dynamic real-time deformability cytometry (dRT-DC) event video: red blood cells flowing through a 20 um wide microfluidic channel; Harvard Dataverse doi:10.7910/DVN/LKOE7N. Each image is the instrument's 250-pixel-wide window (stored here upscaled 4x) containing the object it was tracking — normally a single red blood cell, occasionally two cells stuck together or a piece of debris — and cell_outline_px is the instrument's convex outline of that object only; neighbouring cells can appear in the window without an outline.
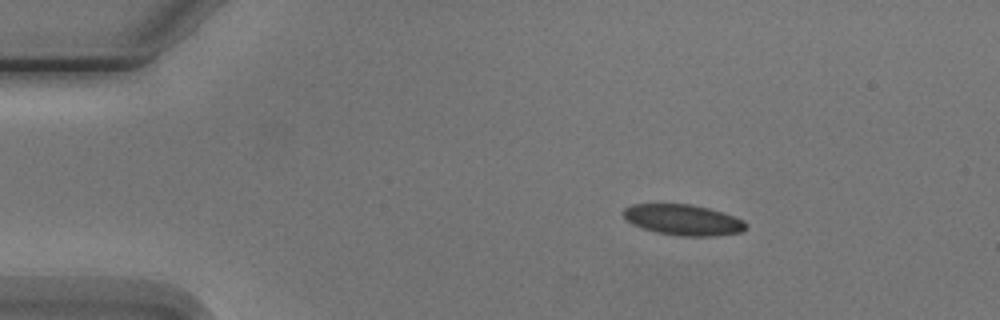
{"species": "Egyptian fruit bat (a non-hibernating species)", "species_latin": "Rousettus aegyptiacus", "temperature_condition": "cold", "stored_images_in_passage": 3, "camera_frame_rate_fps": 3000, "um_per_image_px": 0.085, "animal": {"sex": "male"}, "frame": {"image": 1, "passage_image": 1, "time_ms": 0.0, "image_size_px": [1000, 320], "cell_outline_px": [[748, 224], [740, 232], [716, 236], [680, 236], [656, 232], [640, 228], [624, 220], [624, 208], [632, 204], [688, 204], [708, 208], [744, 220]], "centroid_in_image_um": [58.02, 18.69], "position_along_channel_um": 27.0, "area_um2": 21.91}}